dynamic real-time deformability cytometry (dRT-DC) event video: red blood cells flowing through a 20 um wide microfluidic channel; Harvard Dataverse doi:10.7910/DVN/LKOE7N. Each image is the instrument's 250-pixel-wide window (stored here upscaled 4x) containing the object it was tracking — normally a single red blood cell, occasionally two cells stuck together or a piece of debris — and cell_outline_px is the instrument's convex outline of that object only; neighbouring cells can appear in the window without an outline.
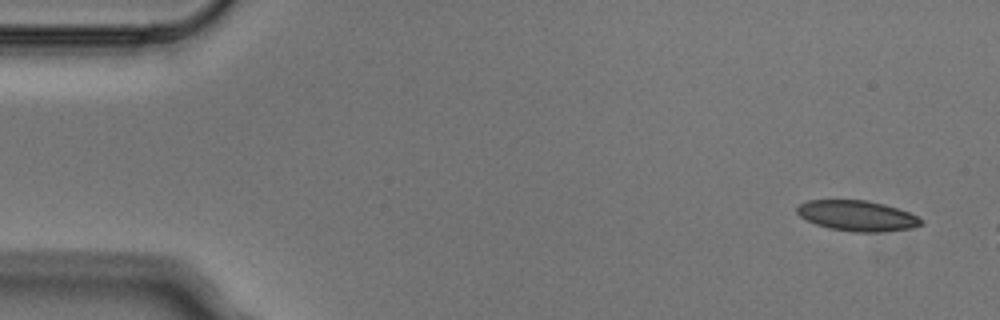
{"species": "Egyptian fruit bat (a non-hibernating species)", "species_latin": "Rousettus aegyptiacus", "temperature_condition": "cold", "stored_images_in_passage": 3, "camera_frame_rate_fps": 3000, "um_per_image_px": 0.085, "animal": {"sex": "male"}, "frame": {"image": 1, "passage_image": 1, "time_ms": 0.0, "image_size_px": [1000, 320], "cell_outline_px": [[924, 224], [912, 228], [876, 232], [852, 232], [828, 228], [816, 224], [800, 216], [796, 212], [796, 208], [800, 204], [808, 200], [868, 200], [884, 204], [908, 212], [924, 220]], "centroid_in_image_um": [72.86, 18.34], "position_along_channel_um": 12.1, "area_um2": 22.02}}